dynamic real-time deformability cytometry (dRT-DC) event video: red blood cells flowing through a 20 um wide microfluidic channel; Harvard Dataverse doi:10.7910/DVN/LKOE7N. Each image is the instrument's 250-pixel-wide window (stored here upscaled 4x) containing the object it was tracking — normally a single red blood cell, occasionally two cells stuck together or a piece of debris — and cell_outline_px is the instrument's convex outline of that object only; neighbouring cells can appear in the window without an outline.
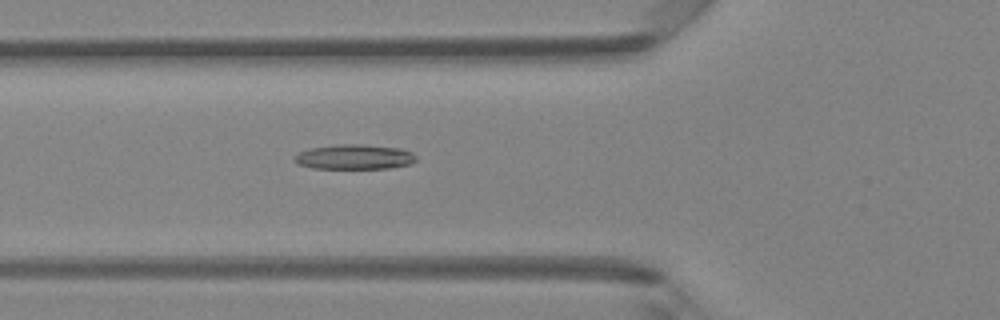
{"species": "Egyptian fruit bat (a non-hibernating species)", "species_latin": "Rousettus aegyptiacus", "temperature_condition": "room temperature", "stored_images_in_passage": 37, "camera_frame_rate_fps": 3000, "um_per_image_px": 0.085, "animal": {"sex": "female"}, "frame": {"image": 1, "passage_image": 18, "time_ms": 5.667, "image_size_px": [1000, 320], "cell_outline_px": [[416, 160], [408, 164], [392, 168], [312, 168], [296, 164], [292, 160], [292, 156], [308, 148], [340, 144], [360, 144], [400, 148], [412, 152], [416, 156]], "centroid_in_image_um": [30.07, 13.33], "position_along_channel_um": 95.7, "area_um2": 17.74}}
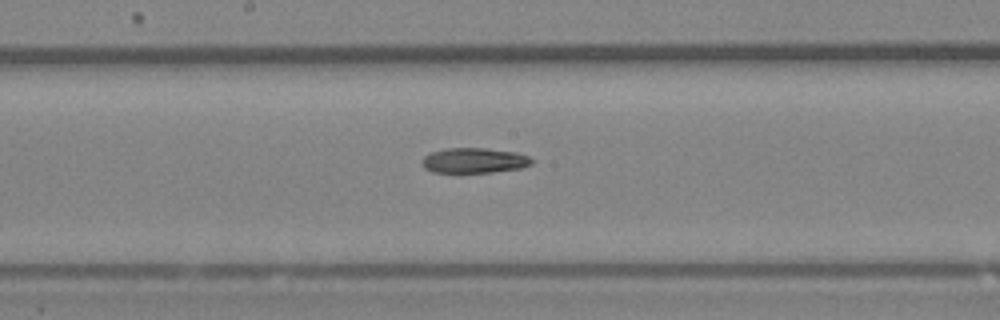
{"frame": {"image": 2, "passage_image": 26, "time_ms": 8.333, "image_size_px": [1000, 320], "cell_outline_px": [[532, 164], [520, 168], [492, 172], [460, 176], [432, 172], [424, 168], [420, 164], [420, 160], [424, 156], [432, 152], [448, 148], [484, 148], [516, 152], [528, 156], [532, 160]], "centroid_in_image_um": [40.21, 13.7], "position_along_channel_um": 208.0, "area_um2": 16.94}}
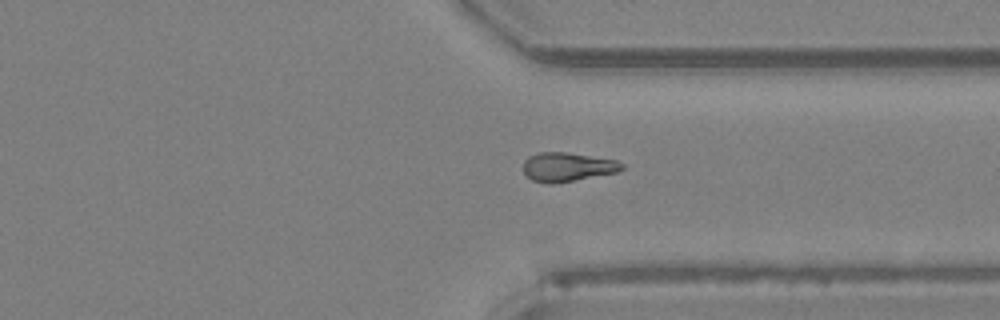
{"frame": {"image": 3, "passage_image": 37, "time_ms": 12.0, "image_size_px": [1000, 320], "cell_outline_px": [[624, 168], [616, 172], [552, 184], [548, 184], [532, 180], [524, 172], [524, 160], [528, 156], [536, 152], [568, 152], [616, 160], [624, 164]], "centroid_in_image_um": [48.21, 14.17], "position_along_channel_um": 363.2, "area_um2": 16.59}}